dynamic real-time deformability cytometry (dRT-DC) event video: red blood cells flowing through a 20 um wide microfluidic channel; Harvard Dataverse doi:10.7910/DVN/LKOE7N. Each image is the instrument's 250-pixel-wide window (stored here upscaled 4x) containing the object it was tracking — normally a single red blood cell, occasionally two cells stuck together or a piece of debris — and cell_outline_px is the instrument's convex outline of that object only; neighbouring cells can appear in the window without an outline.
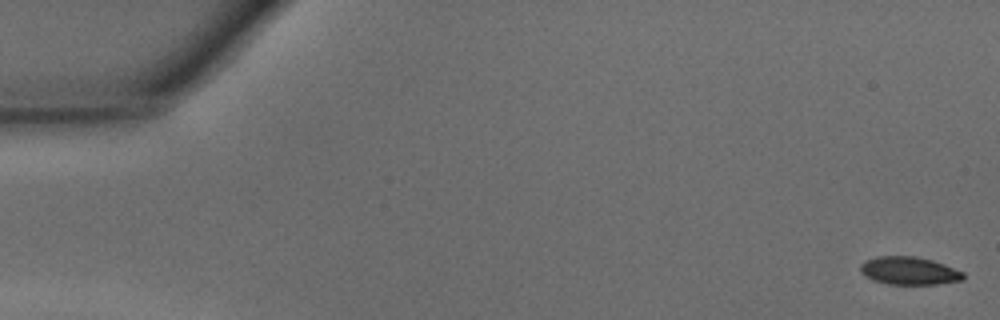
{"species": "common noctule bat (a hibernating species)", "species_latin": "Nyctalus noctula", "temperature_condition": "warm", "stored_images_in_passage": 15, "camera_frame_rate_fps": 3000, "um_per_image_px": 0.085, "animal": {"sex": "male", "body_mass_g": 15.6}, "frame": {"image": 1, "passage_image": 1, "time_ms": 0.0, "image_size_px": [1000, 320], "cell_outline_px": [[964, 280], [936, 284], [888, 284], [872, 280], [864, 276], [860, 272], [860, 264], [864, 260], [876, 256], [916, 256], [932, 260], [944, 264], [964, 272]], "centroid_in_image_um": [77.24, 23.01], "position_along_channel_um": 7.8, "area_um2": 16.94}}